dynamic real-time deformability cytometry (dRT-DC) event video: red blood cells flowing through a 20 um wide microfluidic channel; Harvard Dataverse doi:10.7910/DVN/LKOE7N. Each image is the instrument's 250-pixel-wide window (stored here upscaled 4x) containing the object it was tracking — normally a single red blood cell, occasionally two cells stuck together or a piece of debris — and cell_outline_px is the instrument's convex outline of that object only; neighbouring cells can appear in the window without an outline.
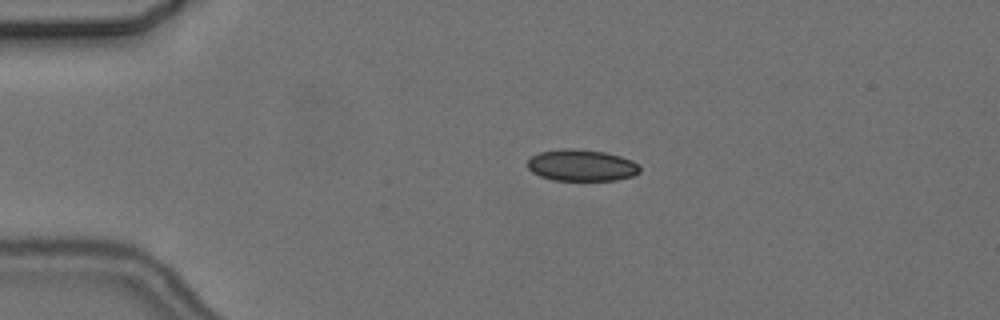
{"species": "common noctule bat (a hibernating species)", "species_latin": "Nyctalus noctula", "temperature_condition": "cold", "stored_images_in_passage": 6, "camera_frame_rate_fps": 3000, "um_per_image_px": 0.085, "animal": {"sex": "female", "body_mass_g": 24.6, "forearm_length_mm": 56.2}, "frame": {"image": 1, "passage_image": 4, "time_ms": 3.667, "image_size_px": [1000, 320], "cell_outline_px": [[640, 172], [632, 176], [616, 180], [552, 180], [540, 176], [532, 172], [528, 168], [528, 160], [532, 156], [540, 152], [560, 148], [572, 148], [604, 152], [620, 156], [632, 160], [640, 168]], "centroid_in_image_um": [49.41, 14.05], "position_along_channel_um": 35.6, "area_um2": 20.63}}
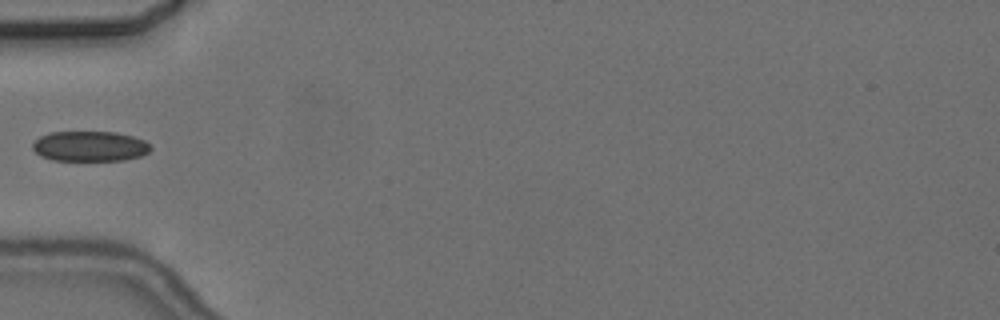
{"frame": {"image": 2, "passage_image": 6, "time_ms": 6.0, "image_size_px": [1000, 320], "cell_outline_px": [[152, 148], [148, 152], [140, 156], [124, 160], [52, 160], [40, 156], [32, 148], [32, 144], [40, 136], [48, 132], [116, 132], [132, 136], [144, 140]], "centroid_in_image_um": [7.62, 12.43], "position_along_channel_um": 77.4, "area_um2": 20.75}}